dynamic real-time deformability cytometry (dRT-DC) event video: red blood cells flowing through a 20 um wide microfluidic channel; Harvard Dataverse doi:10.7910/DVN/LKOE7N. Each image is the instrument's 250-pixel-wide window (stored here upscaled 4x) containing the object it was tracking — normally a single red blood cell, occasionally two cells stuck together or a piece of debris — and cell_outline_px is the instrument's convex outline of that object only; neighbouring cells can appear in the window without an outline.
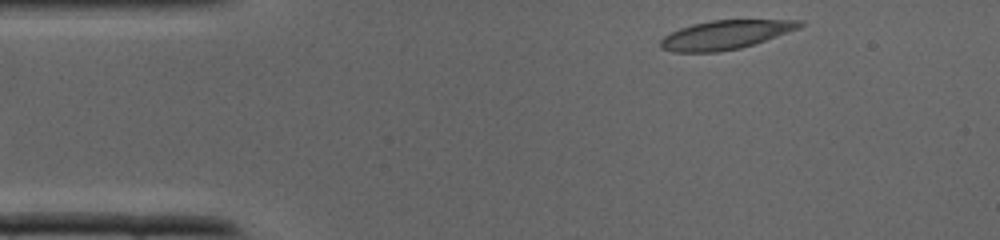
{"species": "common noctule bat (a hibernating species)", "species_latin": "Nyctalus noctula", "temperature_condition": "cold", "stored_images_in_passage": 33, "camera_frame_rate_fps": 3000, "um_per_image_px": 0.085, "animal": {"sex": "male", "body_mass_g": 19.0, "forearm_length_mm": 50.8}, "frame": {"image": 1, "passage_image": 1, "time_ms": 0.0, "image_size_px": [1000, 240], "cell_outline_px": [[804, 24], [800, 28], [740, 48], [716, 52], [672, 52], [660, 48], [660, 40], [664, 36], [680, 28], [692, 24], [712, 20], [804, 20]], "centroid_in_image_um": [61.63, 2.95], "position_along_channel_um": 23.4, "area_um2": 23.24}}
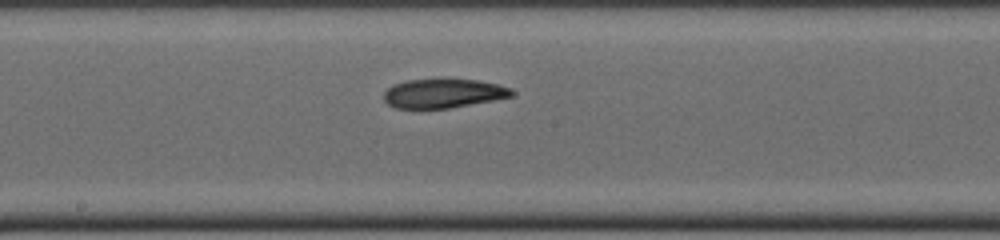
{"frame": {"image": 2, "passage_image": 15, "time_ms": 4.667, "image_size_px": [1000, 240], "cell_outline_px": [[516, 92], [512, 96], [492, 100], [448, 108], [396, 108], [388, 104], [384, 100], [384, 92], [388, 88], [396, 84], [408, 80], [476, 80], [496, 84], [508, 88]], "centroid_in_image_um": [37.66, 7.95], "position_along_channel_um": 210.5, "area_um2": 21.1}}
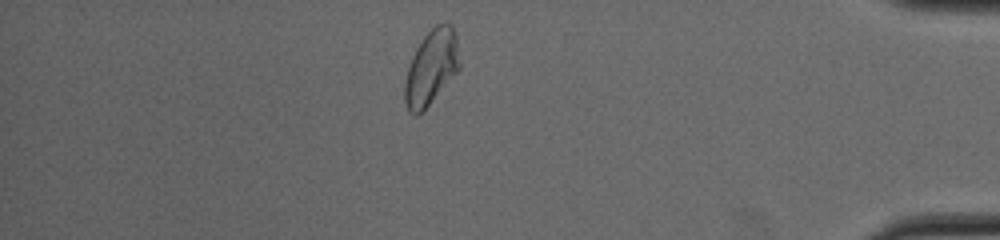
{"frame": {"image": 3, "passage_image": 28, "time_ms": 9.0, "image_size_px": [1000, 240], "cell_outline_px": [[460, 68], [428, 104], [416, 116], [412, 116], [408, 112], [404, 100], [404, 80], [412, 56], [416, 48], [424, 36], [436, 24], [452, 24], [456, 32], [460, 60]], "centroid_in_image_um": [36.65, 5.71], "position_along_channel_um": 398.6, "area_um2": 23.76}}